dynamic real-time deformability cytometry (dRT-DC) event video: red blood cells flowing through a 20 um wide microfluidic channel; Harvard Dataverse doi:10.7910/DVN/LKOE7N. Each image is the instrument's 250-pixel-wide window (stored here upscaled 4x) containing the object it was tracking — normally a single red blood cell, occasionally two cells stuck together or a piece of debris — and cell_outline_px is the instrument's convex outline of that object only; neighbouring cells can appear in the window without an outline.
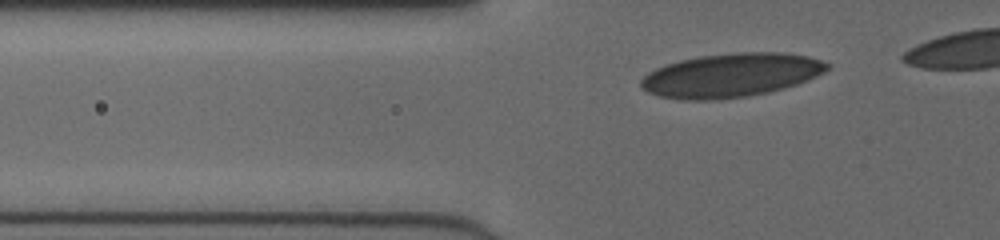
{"species": "human", "species_latin": "Homo sapiens", "temperature_condition": "cold", "stored_images_in_passage": 34, "camera_frame_rate_fps": 3000, "um_per_image_px": 0.085, "donor": {"sex": "female"}, "frame": {"image": 1, "passage_image": 5, "time_ms": 1.333, "image_size_px": [1000, 240], "cell_outline_px": [[832, 64], [824, 72], [808, 80], [784, 88], [768, 92], [748, 96], [708, 100], [680, 100], [660, 96], [648, 92], [640, 88], [640, 80], [648, 72], [656, 68], [680, 60], [700, 56], [736, 52], [780, 52], [808, 56], [824, 60]], "centroid_in_image_um": [62.14, 6.39], "position_along_channel_um": 63.7, "area_um2": 47.63}}
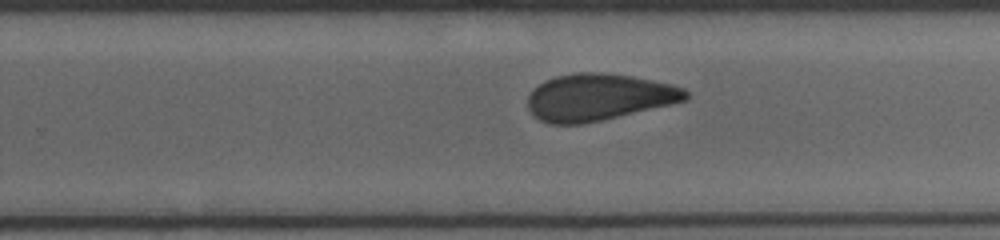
{"frame": {"image": 2, "passage_image": 22, "time_ms": 7.0, "image_size_px": [1000, 240], "cell_outline_px": [[688, 96], [684, 100], [672, 104], [584, 124], [548, 124], [540, 120], [528, 108], [528, 96], [544, 80], [556, 76], [576, 72], [600, 72], [632, 76], [672, 84], [684, 88], [688, 92]], "centroid_in_image_um": [50.88, 8.26], "position_along_channel_um": 278.9, "area_um2": 42.95}}
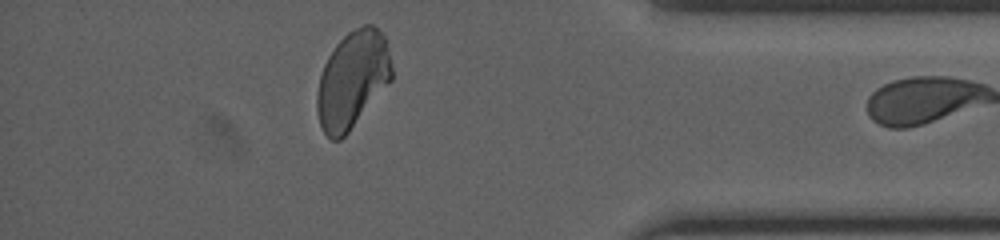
{"frame": {"image": 3, "passage_image": 33, "time_ms": 10.667, "image_size_px": [1000, 240], "cell_outline_px": [[392, 80], [348, 132], [340, 140], [332, 140], [320, 128], [316, 112], [316, 92], [320, 76], [324, 64], [328, 56], [336, 44], [348, 32], [364, 24], [372, 24], [384, 36], [388, 48], [392, 68]], "centroid_in_image_um": [29.94, 6.78], "position_along_channel_um": 405.3, "area_um2": 42.25}}